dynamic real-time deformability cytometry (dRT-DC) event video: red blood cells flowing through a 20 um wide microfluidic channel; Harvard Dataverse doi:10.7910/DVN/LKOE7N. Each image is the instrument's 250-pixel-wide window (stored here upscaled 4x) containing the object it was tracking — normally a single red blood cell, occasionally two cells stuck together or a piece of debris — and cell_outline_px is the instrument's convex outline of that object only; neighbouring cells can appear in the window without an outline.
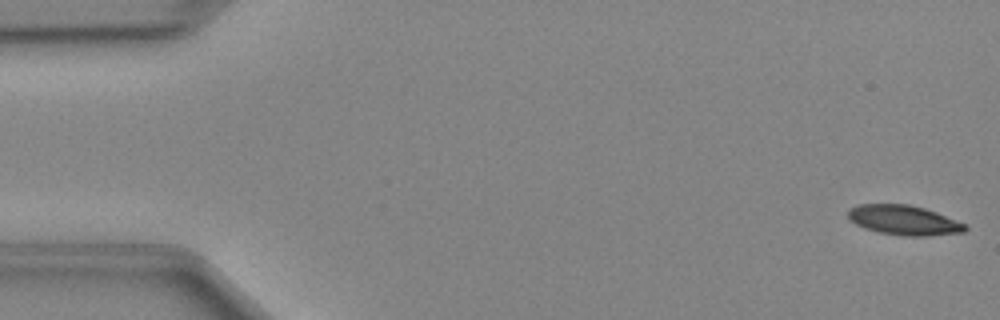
{"species": "Egyptian fruit bat (a non-hibernating species)", "species_latin": "Rousettus aegyptiacus", "temperature_condition": "cold", "stored_images_in_passage": 48, "camera_frame_rate_fps": 3000, "um_per_image_px": 0.085, "animal": {"sex": "female"}, "frame": {"image": 1, "passage_image": 1, "time_ms": 0.0, "image_size_px": [1000, 320], "cell_outline_px": [[968, 228], [964, 232], [928, 236], [900, 236], [880, 232], [864, 228], [856, 224], [848, 216], [848, 208], [856, 204], [908, 204], [924, 208], [936, 212], [964, 224]], "centroid_in_image_um": [76.8, 18.71], "position_along_channel_um": 8.2, "area_um2": 20.23}}
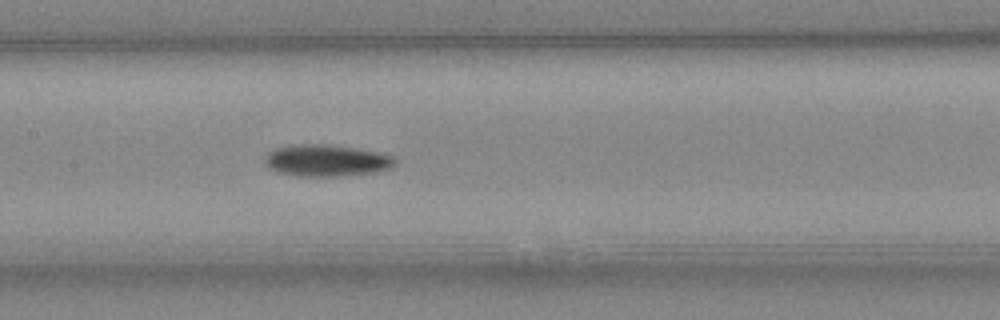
{"frame": {"image": 2, "passage_image": 23, "time_ms": 7.333, "image_size_px": [1000, 320], "cell_outline_px": [[396, 164], [388, 168], [376, 172], [336, 176], [300, 176], [276, 172], [268, 168], [264, 164], [264, 160], [268, 152], [276, 148], [300, 144], [324, 144], [356, 148], [376, 152], [392, 156], [396, 160]], "centroid_in_image_um": [27.7, 13.65], "position_along_channel_um": 179.7, "area_um2": 23.93}}
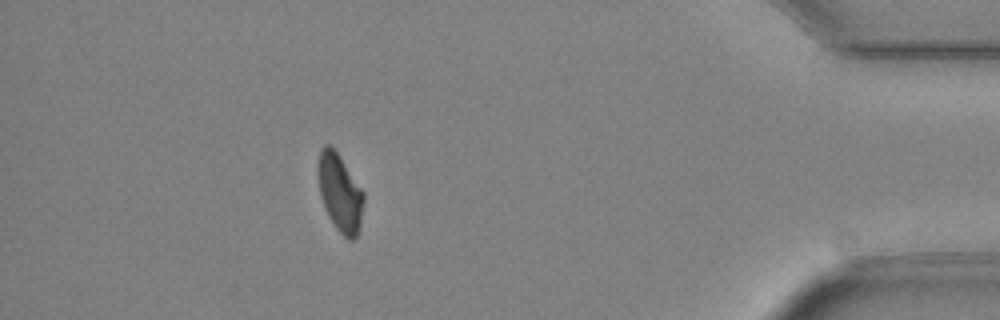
{"frame": {"image": 3, "passage_image": 43, "time_ms": 14.0, "image_size_px": [1000, 320], "cell_outline_px": [[364, 200], [360, 228], [356, 236], [352, 240], [348, 240], [336, 228], [328, 216], [324, 208], [320, 196], [316, 172], [316, 164], [320, 148], [324, 144], [328, 144], [336, 152], [364, 192]], "centroid_in_image_um": [28.85, 16.38], "position_along_channel_um": 406.3, "area_um2": 20.87}}